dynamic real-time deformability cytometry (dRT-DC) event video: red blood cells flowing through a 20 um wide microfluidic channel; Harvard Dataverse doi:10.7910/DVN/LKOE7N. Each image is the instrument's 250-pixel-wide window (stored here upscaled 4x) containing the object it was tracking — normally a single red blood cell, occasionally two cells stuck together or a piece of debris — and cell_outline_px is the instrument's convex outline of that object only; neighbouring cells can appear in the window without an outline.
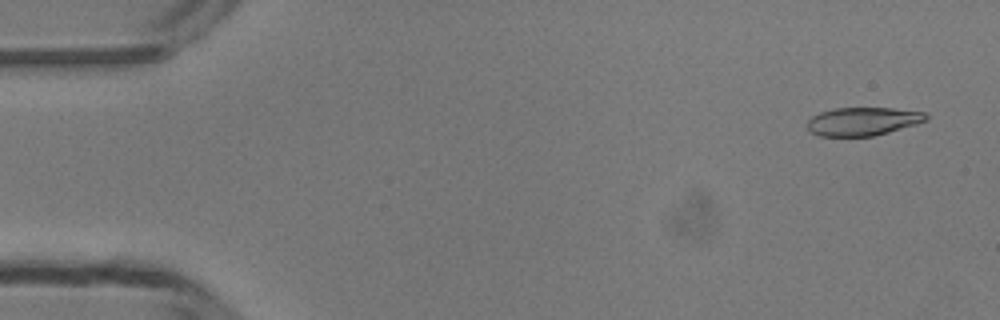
{"species": "common noctule bat (a hibernating species)", "species_latin": "Nyctalus noctula", "temperature_condition": "room temperature", "stored_images_in_passage": 48, "camera_frame_rate_fps": 3000, "um_per_image_px": 0.085, "animal": {"sex": "male", "body_mass_g": 13.3}, "frame": {"image": 1, "passage_image": 2, "time_ms": 0.333, "image_size_px": [1000, 320], "cell_outline_px": [[928, 120], [916, 124], [888, 132], [872, 136], [816, 136], [808, 128], [808, 120], [812, 116], [820, 112], [836, 108], [892, 108], [924, 112], [928, 116]], "centroid_in_image_um": [73.34, 10.32], "position_along_channel_um": 11.7, "area_um2": 19.48}}
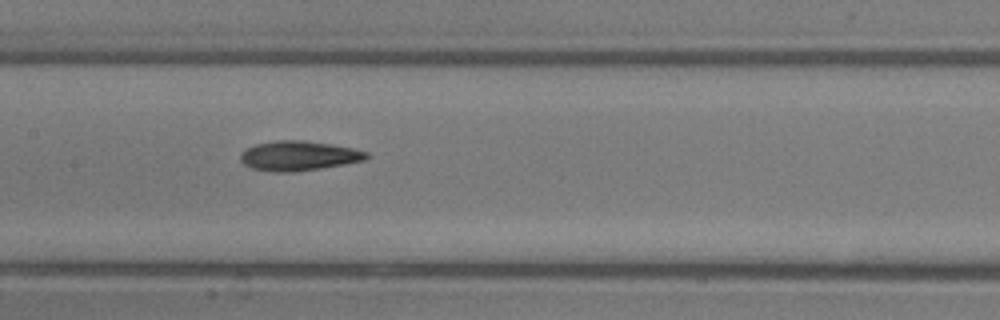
{"frame": {"image": 2, "passage_image": 23, "time_ms": 7.333, "image_size_px": [1000, 320], "cell_outline_px": [[372, 156], [364, 160], [344, 164], [320, 168], [292, 172], [272, 172], [252, 168], [244, 164], [240, 160], [240, 152], [256, 144], [276, 140], [300, 140], [332, 144], [352, 148], [368, 152]], "centroid_in_image_um": [25.39, 13.24], "position_along_channel_um": 182.0, "area_um2": 21.79}}
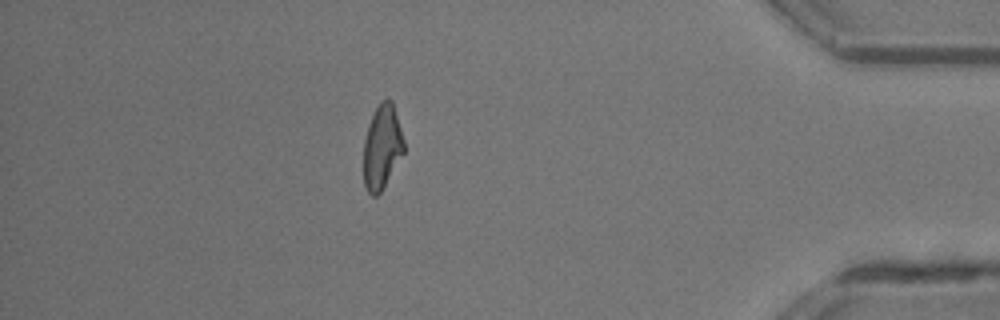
{"frame": {"image": 3, "passage_image": 42, "time_ms": 13.667, "image_size_px": [1000, 320], "cell_outline_px": [[404, 152], [380, 192], [376, 196], [372, 196], [368, 192], [364, 184], [364, 140], [368, 124], [380, 100], [392, 100], [404, 140]], "centroid_in_image_um": [32.46, 12.48], "position_along_channel_um": 402.7, "area_um2": 19.54}, "authors_computed_cell_mechanics": {"area_um2": 21.0103, "velocity_mm_per_s": 4.2121, "shape_relaxation_time_tau1_ms": 5.7161, "shape_relaxation_time_tau2_ms": 4.6716, "deformation_change_tau1": 0.1693, "deformation_change_tau2": 0.1427}}